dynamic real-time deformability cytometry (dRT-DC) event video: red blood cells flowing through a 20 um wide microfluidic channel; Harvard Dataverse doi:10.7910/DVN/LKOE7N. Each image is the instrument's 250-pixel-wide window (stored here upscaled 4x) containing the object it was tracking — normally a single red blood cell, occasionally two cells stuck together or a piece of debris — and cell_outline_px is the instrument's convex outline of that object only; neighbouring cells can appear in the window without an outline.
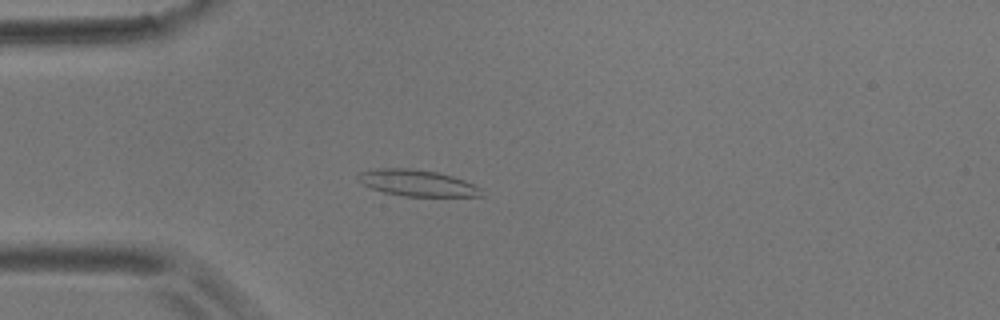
{"species": "common noctule bat (a hibernating species)", "species_latin": "Nyctalus noctula", "temperature_condition": "room temperature", "stored_images_in_passage": 38, "camera_frame_rate_fps": 3000, "um_per_image_px": 0.085, "animal": {"sex": "male", "body_mass_g": 17.9}, "frame": {"image": 1, "passage_image": 10, "time_ms": 3.0, "image_size_px": [1000, 320], "cell_outline_px": [[484, 196], [404, 196], [384, 192], [372, 188], [356, 180], [356, 172], [376, 168], [412, 168], [436, 172], [452, 176], [464, 180], [484, 188]], "centroid_in_image_um": [35.46, 15.54], "position_along_channel_um": 49.5, "area_um2": 19.19}}
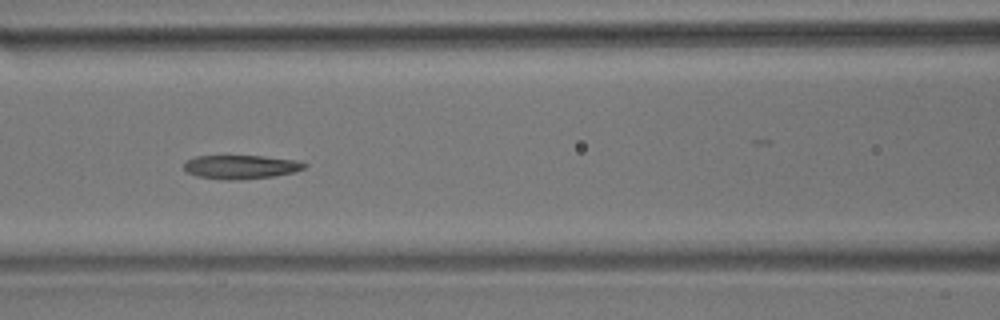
{"frame": {"image": 2, "passage_image": 19, "time_ms": 6.0, "image_size_px": [1000, 320], "cell_outline_px": [[308, 164], [304, 168], [296, 172], [272, 176], [240, 180], [228, 180], [196, 176], [188, 172], [184, 168], [184, 164], [188, 160], [196, 156], [264, 156], [296, 160]], "centroid_in_image_um": [20.5, 14.19], "position_along_channel_um": 146.1, "area_um2": 16.65}}
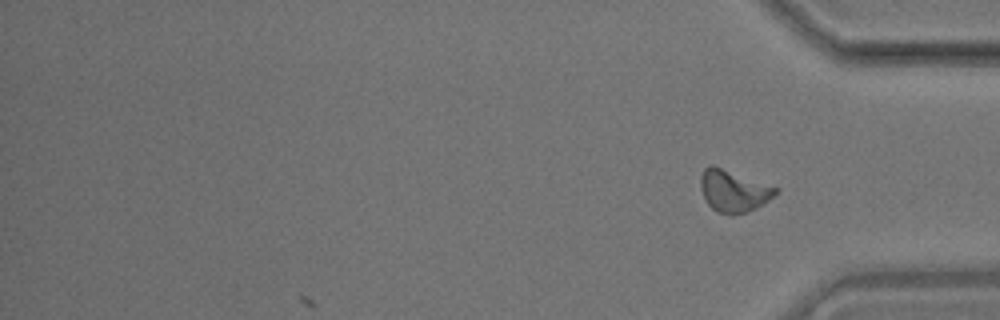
{"frame": {"image": 3, "passage_image": 38, "time_ms": 12.333, "image_size_px": [1000, 320], "cell_outline_px": [[780, 192], [756, 208], [732, 216], [716, 212], [708, 204], [700, 188], [700, 176], [704, 168], [708, 164], [712, 164], [780, 188]], "centroid_in_image_um": [62.35, 16.22], "position_along_channel_um": 372.9, "area_um2": 18.55}, "authors_computed_cell_mechanics": {"area_um2": 17.7446, "velocity_mm_per_s": 3.6262, "shape_relaxation_time_tau1_ms": null, "shape_relaxation_time_tau2_ms": 4.0458, "deformation_change_tau1": null, "deformation_change_tau2": 0.1069}}